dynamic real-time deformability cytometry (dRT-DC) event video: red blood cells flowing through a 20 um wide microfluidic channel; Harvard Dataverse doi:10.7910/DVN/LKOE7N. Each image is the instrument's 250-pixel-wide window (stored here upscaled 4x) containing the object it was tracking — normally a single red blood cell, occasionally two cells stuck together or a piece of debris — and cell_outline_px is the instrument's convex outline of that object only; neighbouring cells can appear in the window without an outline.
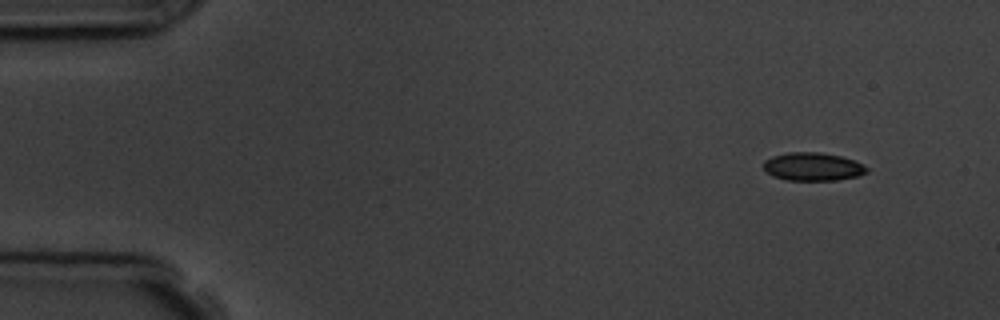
{"species": "common noctule bat (a hibernating species)", "species_latin": "Nyctalus noctula", "temperature_condition": "room temperature", "stored_images_in_passage": 4, "camera_frame_rate_fps": 3000, "um_per_image_px": 0.085, "animal": {"sex": "male", "body_mass_g": 19.5, "forearm_length_mm": 54.6}, "frame": {"image": 1, "passage_image": 1, "time_ms": 0.0, "image_size_px": [1000, 320], "cell_outline_px": [[868, 172], [860, 176], [836, 180], [788, 180], [772, 176], [764, 168], [764, 160], [772, 156], [788, 152], [820, 152], [840, 156], [856, 160], [864, 164], [868, 168]], "centroid_in_image_um": [69.13, 14.16], "position_along_channel_um": 15.9, "area_um2": 17.11}}
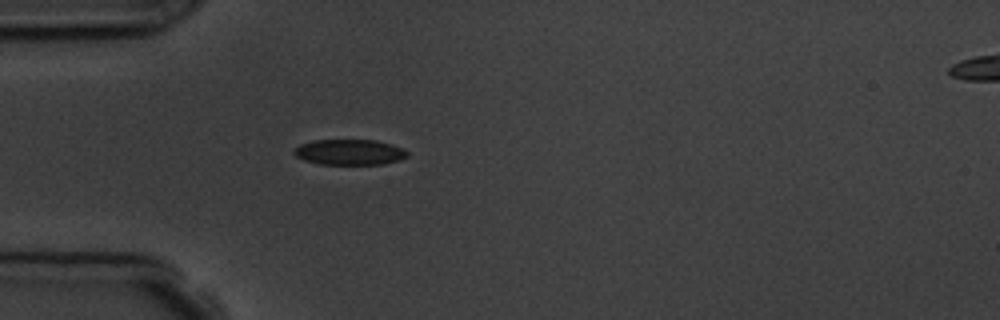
{"frame": {"image": 2, "passage_image": 4, "time_ms": 3.667, "image_size_px": [1000, 320], "cell_outline_px": [[408, 156], [400, 160], [384, 164], [320, 164], [304, 160], [296, 156], [292, 152], [300, 144], [312, 140], [376, 140], [392, 144], [404, 148], [408, 152]], "centroid_in_image_um": [29.74, 12.93], "position_along_channel_um": 55.3, "area_um2": 16.99}}